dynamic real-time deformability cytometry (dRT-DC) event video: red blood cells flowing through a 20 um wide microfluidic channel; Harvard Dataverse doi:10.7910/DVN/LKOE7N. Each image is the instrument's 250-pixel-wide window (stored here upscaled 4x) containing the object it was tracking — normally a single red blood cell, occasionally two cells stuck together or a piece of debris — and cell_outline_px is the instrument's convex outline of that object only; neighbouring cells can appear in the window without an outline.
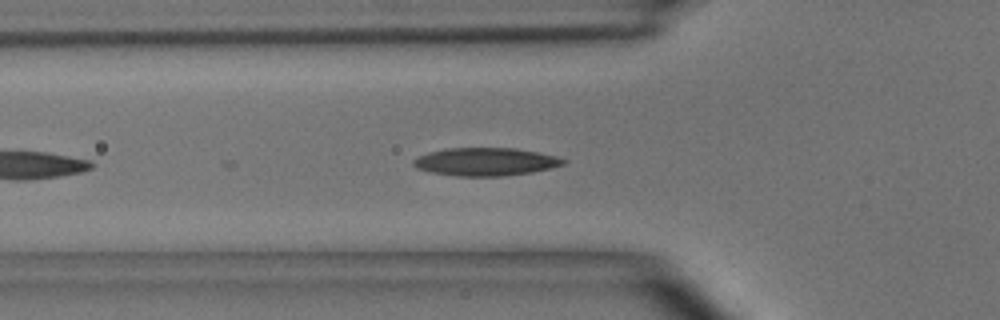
{"species": "common noctule bat (a hibernating species)", "species_latin": "Nyctalus noctula", "temperature_condition": "room temperature", "stored_images_in_passage": 9, "camera_frame_rate_fps": 3000, "um_per_image_px": 0.085, "animal": {"sex": "male", "body_mass_g": 15.6}, "frame": {"image": 1, "passage_image": 6, "time_ms": 1.667, "image_size_px": [1000, 320], "cell_outline_px": [[568, 160], [564, 164], [552, 168], [532, 172], [500, 176], [456, 176], [432, 172], [416, 168], [412, 164], [412, 160], [416, 156], [428, 152], [448, 148], [516, 148], [556, 156]], "centroid_in_image_um": [41.25, 13.74], "position_along_channel_um": 84.5, "area_um2": 24.51}}